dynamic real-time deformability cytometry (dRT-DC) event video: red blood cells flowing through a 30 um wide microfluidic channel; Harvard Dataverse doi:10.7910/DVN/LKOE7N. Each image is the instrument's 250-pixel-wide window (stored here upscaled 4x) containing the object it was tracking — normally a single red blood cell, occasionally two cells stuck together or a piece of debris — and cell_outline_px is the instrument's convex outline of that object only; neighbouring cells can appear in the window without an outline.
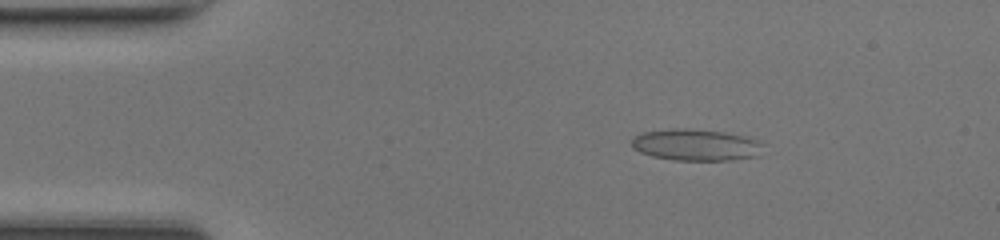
{"species": "common noctule bat (a hibernating species)", "species_latin": "Nyctalus noctula", "temperature_condition": "room temperature", "stored_images_in_passage": 48, "camera_frame_rate_fps": 3000, "um_per_image_px": 0.085, "animal": {"sex": "female", "body_mass_g": 17.0, "forearm_length_mm": 48.0}, "frame": {"image": 1, "passage_image": 8, "time_ms": 2.333, "image_size_px": [1000, 240], "cell_outline_px": [[760, 144], [756, 156], [732, 160], [672, 160], [652, 156], [640, 152], [632, 148], [632, 140], [640, 132], [672, 128], [688, 128], [724, 132], [748, 136], [756, 140]], "centroid_in_image_um": [59.08, 12.3], "position_along_channel_um": 25.9, "area_um2": 24.1}}
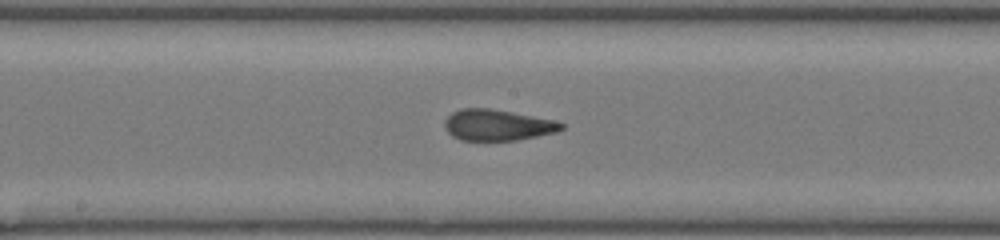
{"frame": {"image": 2, "passage_image": 25, "time_ms": 8.0, "image_size_px": [1000, 240], "cell_outline_px": [[564, 128], [556, 132], [516, 140], [460, 140], [452, 136], [444, 128], [444, 120], [452, 112], [460, 108], [488, 108], [552, 120], [564, 124]], "centroid_in_image_um": [42.22, 10.63], "position_along_channel_um": 206.0, "area_um2": 20.87}}
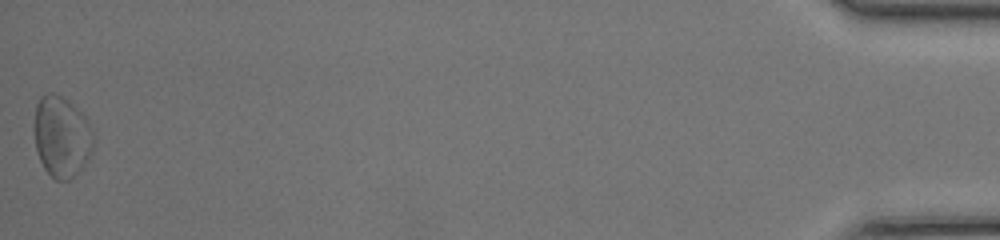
{"frame": {"image": 3, "passage_image": 48, "time_ms": 15.667, "image_size_px": [1000, 240], "cell_outline_px": [[96, 140], [92, 152], [88, 160], [68, 180], [56, 180], [44, 168], [40, 160], [36, 148], [32, 128], [36, 104], [40, 96], [48, 92], [52, 92], [68, 100], [88, 120], [96, 136]], "centroid_in_image_um": [5.24, 11.58], "position_along_channel_um": 430.0, "area_um2": 28.44}, "authors_computed_cell_mechanics": {"area_um2": 21.3571, "velocity_mm_per_s": 4.3123, "shape_relaxation_time_tau1_ms": null, "shape_relaxation_time_tau2_ms": 1.2325, "deformation_change_tau1": null, "deformation_change_tau2": 0.0878}}